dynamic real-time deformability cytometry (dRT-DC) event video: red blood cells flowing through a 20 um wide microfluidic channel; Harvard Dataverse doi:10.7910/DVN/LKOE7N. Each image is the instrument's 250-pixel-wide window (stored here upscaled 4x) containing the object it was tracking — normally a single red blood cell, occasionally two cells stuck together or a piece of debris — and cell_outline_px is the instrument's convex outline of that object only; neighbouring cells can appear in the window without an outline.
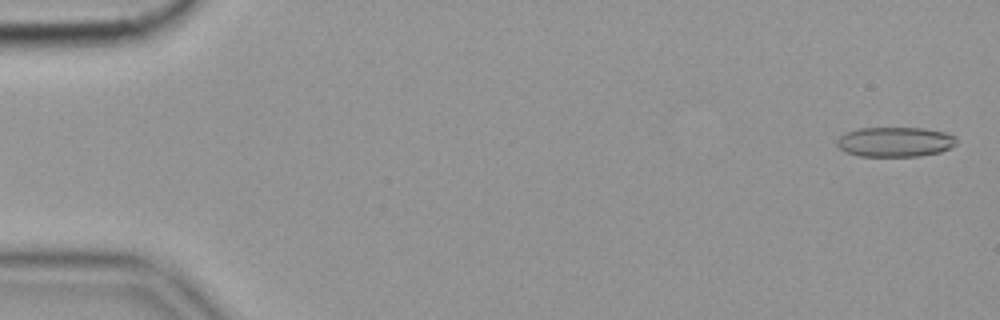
{"species": "common noctule bat (a hibernating species)", "species_latin": "Nyctalus noctula", "temperature_condition": "cold", "stored_images_in_passage": 57, "camera_frame_rate_fps": 3000, "um_per_image_px": 0.085, "animal": {"sex": "female", "body_mass_g": 19.9}, "frame": {"image": 1, "passage_image": 2, "time_ms": 0.333, "image_size_px": [1000, 320], "cell_outline_px": [[956, 144], [940, 152], [920, 156], [860, 156], [848, 152], [840, 148], [836, 144], [836, 140], [844, 132], [860, 128], [924, 128], [944, 132], [956, 136]], "centroid_in_image_um": [76.07, 12.05], "position_along_channel_um": 8.9, "area_um2": 20.75}}
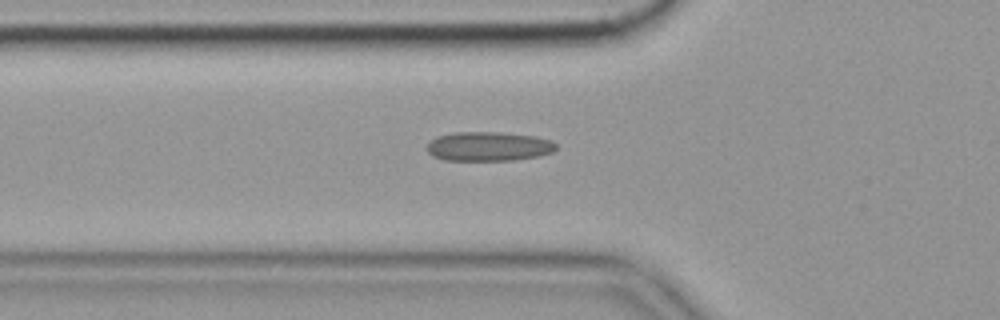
{"frame": {"image": 2, "passage_image": 20, "time_ms": 6.333, "image_size_px": [1000, 320], "cell_outline_px": [[556, 148], [552, 152], [536, 156], [512, 160], [444, 160], [432, 156], [428, 152], [428, 144], [436, 136], [452, 132], [500, 132], [536, 136], [552, 140], [556, 144]], "centroid_in_image_um": [41.52, 12.43], "position_along_channel_um": 84.3, "area_um2": 22.02}}
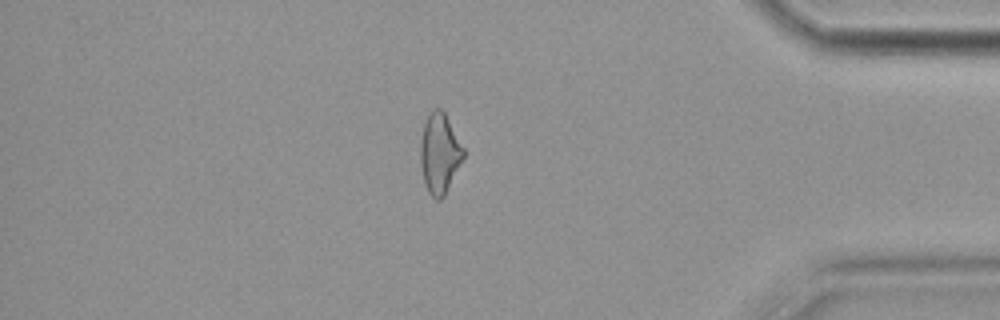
{"frame": {"image": 3, "passage_image": 49, "time_ms": 16.0, "image_size_px": [1000, 320], "cell_outline_px": [[464, 156], [444, 196], [440, 200], [436, 200], [428, 192], [424, 184], [420, 164], [420, 140], [424, 124], [432, 108], [440, 108], [444, 112], [464, 148]], "centroid_in_image_um": [37.34, 13.04], "position_along_channel_um": 397.9, "area_um2": 20.0}, "authors_computed_cell_mechanics": {"area_um2": 21.0392, "velocity_mm_per_s": 3.5606, "shape_relaxation_time_tau1_ms": null, "shape_relaxation_time_tau2_ms": 2.4466, "deformation_change_tau1": null, "deformation_change_tau2": 0.1241}}